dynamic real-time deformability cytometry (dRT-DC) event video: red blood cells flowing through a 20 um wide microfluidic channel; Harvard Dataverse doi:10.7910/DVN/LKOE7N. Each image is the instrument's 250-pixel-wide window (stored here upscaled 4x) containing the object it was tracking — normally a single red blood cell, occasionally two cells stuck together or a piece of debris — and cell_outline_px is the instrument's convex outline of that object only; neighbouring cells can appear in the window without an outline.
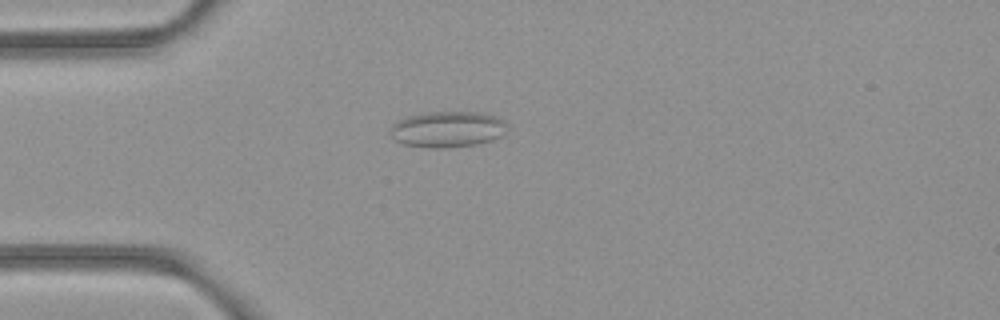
{"species": "common noctule bat (a hibernating species)", "species_latin": "Nyctalus noctula", "temperature_condition": "room temperature", "stored_images_in_passage": 4, "camera_frame_rate_fps": 3000, "um_per_image_px": 0.085, "animal": {"sex": "female", "body_mass_g": 21.9}, "frame": {"image": 1, "passage_image": 4, "time_ms": 1.0, "image_size_px": [1000, 320], "cell_outline_px": [[508, 132], [504, 136], [492, 140], [476, 144], [444, 148], [428, 148], [404, 144], [396, 140], [392, 136], [392, 124], [408, 116], [424, 112], [476, 112], [496, 116], [504, 120], [508, 124]], "centroid_in_image_um": [38.12, 10.99], "position_along_channel_um": 46.9, "area_um2": 24.68}}